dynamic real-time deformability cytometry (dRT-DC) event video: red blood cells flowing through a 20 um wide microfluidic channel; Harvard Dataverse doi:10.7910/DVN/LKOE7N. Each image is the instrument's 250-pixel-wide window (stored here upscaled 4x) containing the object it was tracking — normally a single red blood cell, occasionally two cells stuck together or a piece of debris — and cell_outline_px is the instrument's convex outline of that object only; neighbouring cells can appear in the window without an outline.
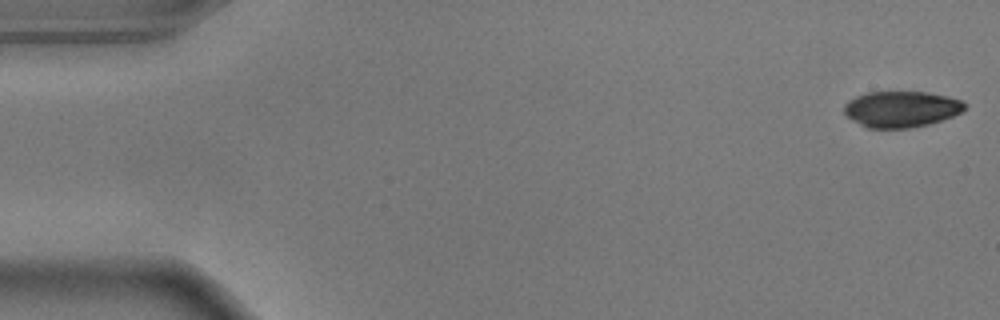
{"species": "common noctule bat (a hibernating species)", "species_latin": "Nyctalus noctula", "temperature_condition": "warm", "stored_images_in_passage": 54, "camera_frame_rate_fps": 3000, "um_per_image_px": 0.085, "animal": {"sex": "male", "body_mass_g": 17.9}, "frame": {"image": 1, "passage_image": 1, "time_ms": 0.0, "image_size_px": [1000, 320], "cell_outline_px": [[964, 108], [960, 112], [952, 116], [928, 124], [908, 128], [868, 128], [860, 124], [848, 116], [844, 112], [844, 104], [848, 100], [856, 96], [868, 92], [924, 92], [948, 96], [960, 100], [964, 104]], "centroid_in_image_um": [76.57, 9.27], "position_along_channel_um": 8.4, "area_um2": 25.03}}
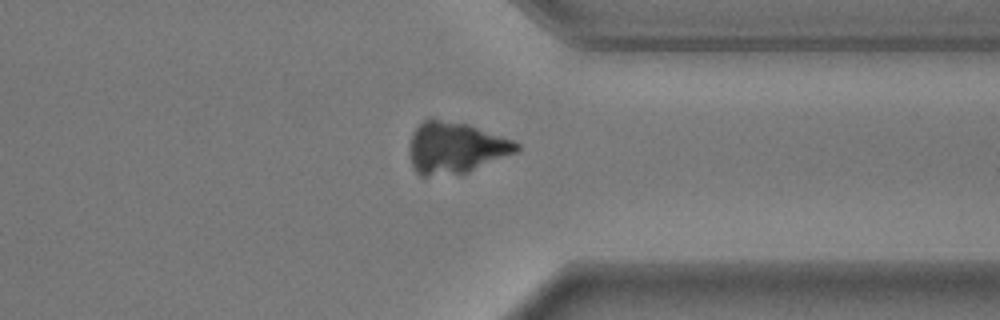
{"frame": {"image": 2, "passage_image": 42, "time_ms": 13.667, "image_size_px": [1000, 320], "cell_outline_px": [[520, 148], [516, 152], [468, 172], [424, 176], [420, 176], [412, 168], [408, 156], [408, 148], [412, 132], [428, 116], [432, 116], [468, 124], [512, 140], [520, 144]], "centroid_in_image_um": [38.64, 12.53], "position_along_channel_um": 372.8, "area_um2": 32.43}}
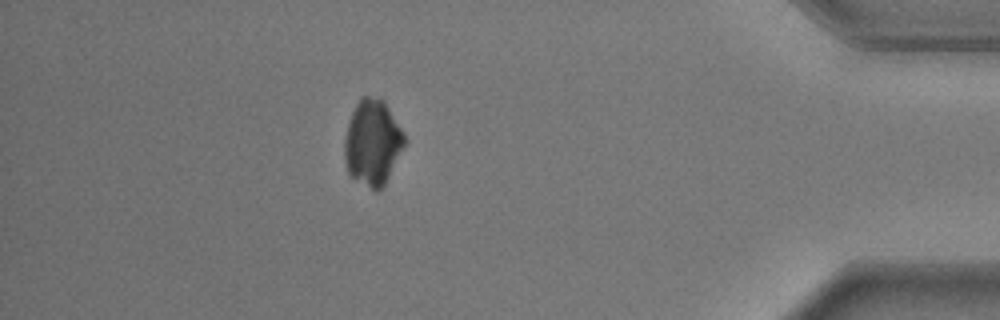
{"frame": {"image": 3, "passage_image": 48, "time_ms": 15.667, "image_size_px": [1000, 320], "cell_outline_px": [[408, 140], [384, 184], [376, 192], [348, 176], [344, 160], [344, 140], [348, 124], [352, 112], [360, 96], [380, 96], [384, 100], [404, 132]], "centroid_in_image_um": [31.66, 12.1], "position_along_channel_um": 403.5, "area_um2": 30.4}}